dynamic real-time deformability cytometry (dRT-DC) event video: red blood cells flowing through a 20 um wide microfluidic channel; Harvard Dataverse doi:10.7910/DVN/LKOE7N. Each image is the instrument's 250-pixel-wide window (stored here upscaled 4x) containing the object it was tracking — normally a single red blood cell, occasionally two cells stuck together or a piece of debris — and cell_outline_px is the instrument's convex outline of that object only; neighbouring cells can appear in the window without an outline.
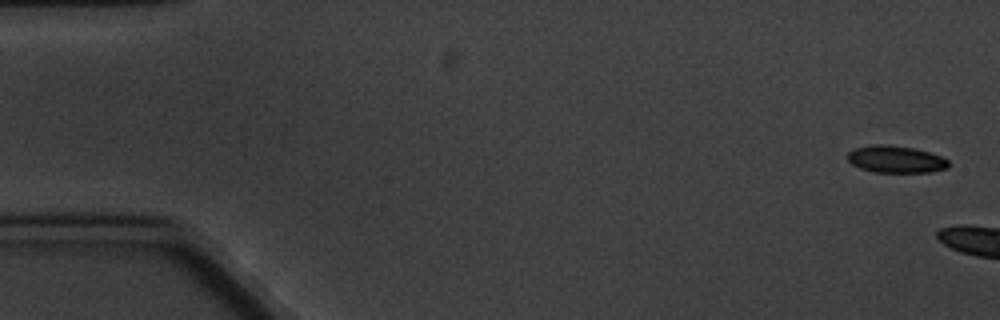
{"species": "common noctule bat (a hibernating species)", "species_latin": "Nyctalus noctula", "temperature_condition": "cold", "stored_images_in_passage": 3, "camera_frame_rate_fps": 3000, "um_per_image_px": 0.085, "animal": {"sex": "male", "body_mass_g": 20.1, "forearm_length_mm": 53.5}, "frame": {"image": 1, "passage_image": 1, "time_ms": 0.0, "image_size_px": [1000, 320], "cell_outline_px": [[948, 168], [932, 172], [876, 172], [860, 168], [852, 164], [848, 160], [848, 152], [856, 148], [872, 144], [888, 144], [916, 148], [940, 156], [948, 160]], "centroid_in_image_um": [76.14, 13.53], "position_along_channel_um": 8.9, "area_um2": 15.95}}